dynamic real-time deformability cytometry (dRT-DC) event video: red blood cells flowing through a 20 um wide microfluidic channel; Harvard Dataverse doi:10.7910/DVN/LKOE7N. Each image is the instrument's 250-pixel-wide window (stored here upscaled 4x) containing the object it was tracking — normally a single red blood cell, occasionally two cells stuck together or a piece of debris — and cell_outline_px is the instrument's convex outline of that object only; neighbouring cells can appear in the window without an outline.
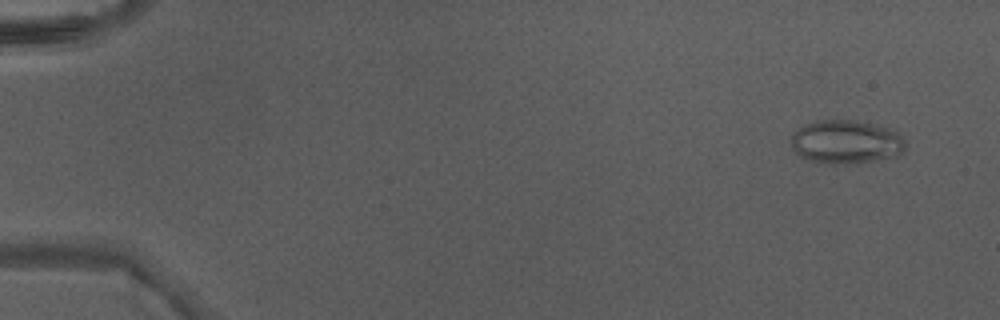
{"species": "Egyptian fruit bat (a non-hibernating species)", "species_latin": "Rousettus aegyptiacus", "temperature_condition": "warm", "stored_images_in_passage": 48, "camera_frame_rate_fps": 3000, "um_per_image_px": 0.085, "animal": {"sex": "male"}, "frame": {"image": 1, "passage_image": 4, "time_ms": 1.0, "image_size_px": [1000, 320], "cell_outline_px": [[904, 152], [896, 156], [848, 164], [832, 164], [808, 160], [800, 156], [792, 148], [792, 132], [804, 124], [820, 120], [856, 120], [880, 124], [896, 128], [904, 140]], "centroid_in_image_um": [71.95, 12.03], "position_along_channel_um": 13.1, "area_um2": 29.48}}
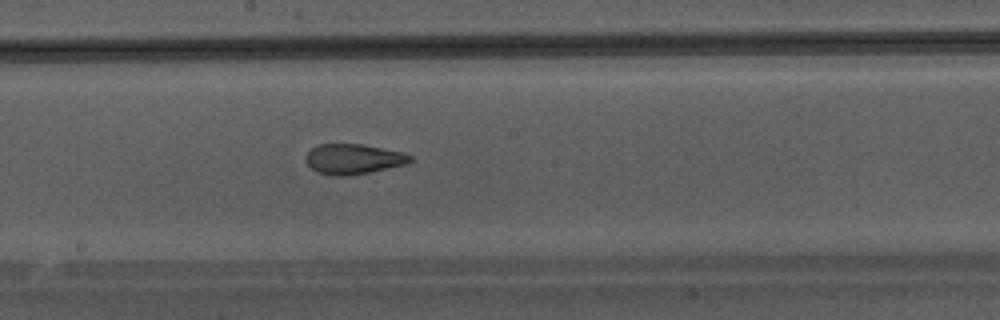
{"frame": {"image": 2, "passage_image": 28, "time_ms": 9.0, "image_size_px": [1000, 320], "cell_outline_px": [[412, 160], [408, 164], [368, 172], [344, 176], [332, 176], [316, 172], [304, 160], [304, 156], [312, 148], [320, 144], [360, 144], [404, 152], [412, 156]], "centroid_in_image_um": [30.02, 13.52], "position_along_channel_um": 218.2, "area_um2": 18.38}}
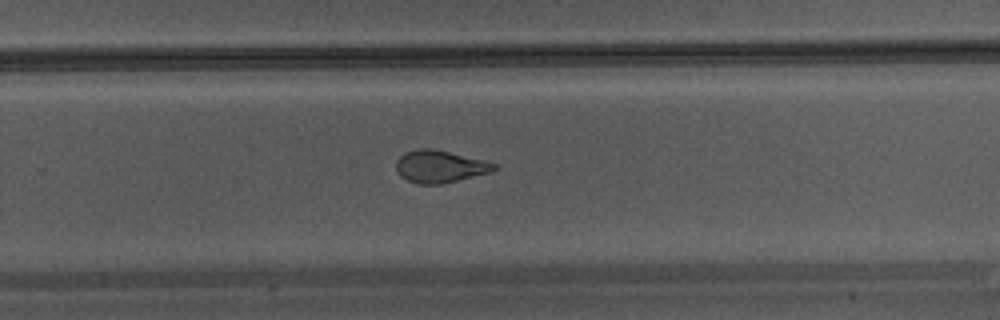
{"frame": {"image": 3, "passage_image": 33, "time_ms": 10.667, "image_size_px": [1000, 320], "cell_outline_px": [[496, 168], [492, 172], [440, 184], [420, 184], [408, 180], [400, 176], [396, 172], [396, 160], [404, 152], [416, 148], [432, 148], [484, 160], [496, 164]], "centroid_in_image_um": [37.35, 14.14], "position_along_channel_um": 292.5, "area_um2": 18.44}}